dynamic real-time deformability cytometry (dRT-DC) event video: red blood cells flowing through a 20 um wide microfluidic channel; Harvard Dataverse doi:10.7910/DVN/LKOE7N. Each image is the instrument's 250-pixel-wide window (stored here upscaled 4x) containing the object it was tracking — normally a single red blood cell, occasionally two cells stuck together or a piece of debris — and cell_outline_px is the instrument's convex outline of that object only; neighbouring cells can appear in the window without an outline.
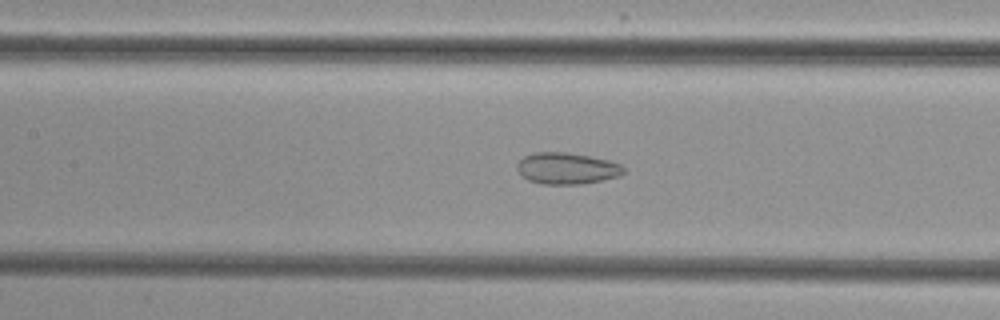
{"species": "common noctule bat (a hibernating species)", "species_latin": "Nyctalus noctula", "temperature_condition": "cold", "stored_images_in_passage": 43, "camera_frame_rate_fps": 3000, "um_per_image_px": 0.085, "animal": {"sex": "female", "body_mass_g": 29.2, "forearm_length_mm": 56.3}, "frame": {"image": 1, "passage_image": 14, "time_ms": 4.333, "image_size_px": [1000, 320], "cell_outline_px": [[624, 172], [620, 176], [604, 180], [584, 184], [544, 184], [528, 180], [516, 168], [516, 164], [524, 156], [536, 152], [568, 152], [608, 160], [620, 164], [624, 168]], "centroid_in_image_um": [48.19, 14.31], "position_along_channel_um": 159.2, "area_um2": 19.54}}
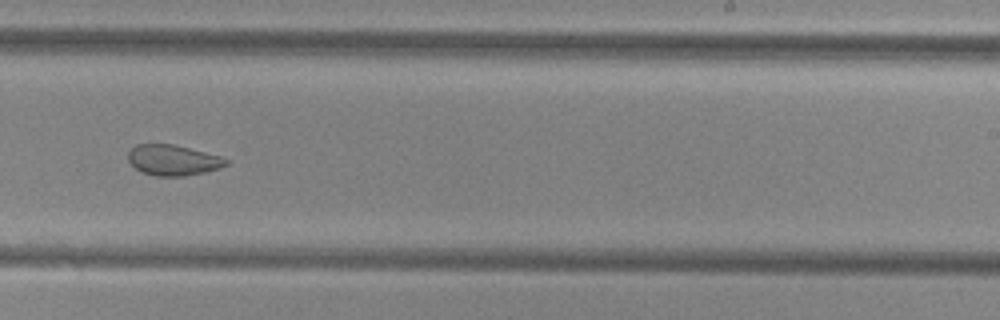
{"frame": {"image": 2, "passage_image": 23, "time_ms": 7.333, "image_size_px": [1000, 320], "cell_outline_px": [[228, 164], [220, 168], [204, 172], [184, 176], [156, 176], [140, 172], [128, 160], [128, 152], [136, 144], [172, 144], [220, 156], [228, 160]], "centroid_in_image_um": [14.69, 13.62], "position_along_channel_um": 274.3, "area_um2": 17.34}}
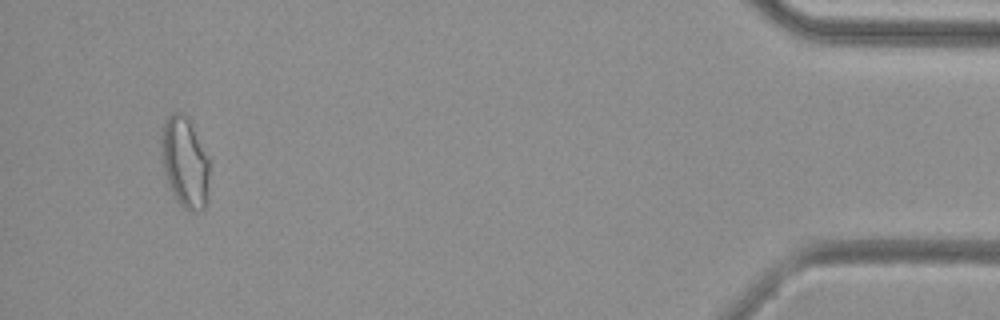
{"frame": {"image": 3, "passage_image": 40, "time_ms": 13.0, "image_size_px": [1000, 320], "cell_outline_px": [[208, 200], [204, 208], [200, 212], [192, 212], [184, 208], [176, 200], [168, 184], [164, 172], [160, 152], [160, 136], [164, 124], [168, 116], [176, 112], [184, 112], [188, 116], [208, 160]], "centroid_in_image_um": [15.69, 13.82], "position_along_channel_um": 419.5, "area_um2": 25.55}, "authors_computed_cell_mechanics": {"area_um2": 20.6346, "velocity_mm_per_s": 3.8525, "shape_relaxation_time_tau1_ms": null, "shape_relaxation_time_tau2_ms": 2.2065, "deformation_change_tau1": null, "deformation_change_tau2": 0.0821}}